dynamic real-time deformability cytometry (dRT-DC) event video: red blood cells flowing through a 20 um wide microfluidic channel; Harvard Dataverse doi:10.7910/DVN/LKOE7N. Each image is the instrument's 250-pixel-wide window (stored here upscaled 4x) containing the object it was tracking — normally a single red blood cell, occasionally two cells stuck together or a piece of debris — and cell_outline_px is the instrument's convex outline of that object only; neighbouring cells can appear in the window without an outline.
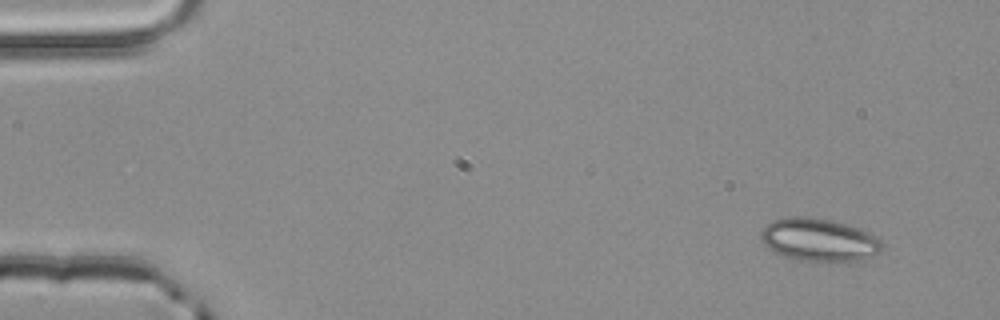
{"species": "common noctule bat (a hibernating species)", "species_latin": "Nyctalus noctula", "temperature_condition": "room temperature", "stored_images_in_passage": 3, "camera_frame_rate_fps": 3000, "um_per_image_px": 0.085, "animal": {"sex": "male", "body_mass_g": 20.4}, "frame": {"image": 1, "passage_image": 1, "time_ms": 0.0, "image_size_px": [1000, 320], "cell_outline_px": [[884, 244], [880, 252], [872, 256], [860, 260], [800, 260], [784, 256], [776, 252], [764, 244], [760, 236], [760, 232], [764, 224], [772, 220], [788, 216], [804, 216], [832, 220], [848, 224], [872, 232]], "centroid_in_image_um": [69.62, 20.35], "position_along_channel_um": 15.4, "area_um2": 30.35}}